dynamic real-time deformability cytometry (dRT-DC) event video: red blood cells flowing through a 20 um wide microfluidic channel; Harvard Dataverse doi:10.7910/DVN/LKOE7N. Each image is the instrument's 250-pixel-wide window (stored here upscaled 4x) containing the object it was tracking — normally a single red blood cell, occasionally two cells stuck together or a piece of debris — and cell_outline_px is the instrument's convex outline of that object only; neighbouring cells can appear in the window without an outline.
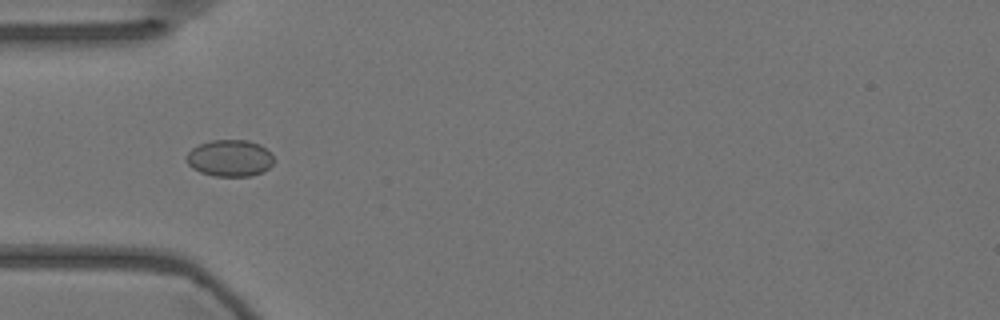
{"species": "Egyptian fruit bat (a non-hibernating species)", "species_latin": "Rousettus aegyptiacus", "temperature_condition": "warm", "stored_images_in_passage": 40, "camera_frame_rate_fps": 3000, "um_per_image_px": 0.085, "animal": {"sex": "female"}, "frame": {"image": 1, "passage_image": 1, "time_ms": 0.0, "image_size_px": [1000, 320], "cell_outline_px": [[272, 164], [264, 172], [252, 176], [216, 176], [200, 172], [192, 168], [184, 160], [184, 156], [192, 148], [200, 144], [212, 140], [248, 140], [260, 144], [272, 156]], "centroid_in_image_um": [19.49, 13.45], "position_along_channel_um": 65.5, "area_um2": 18.73}}
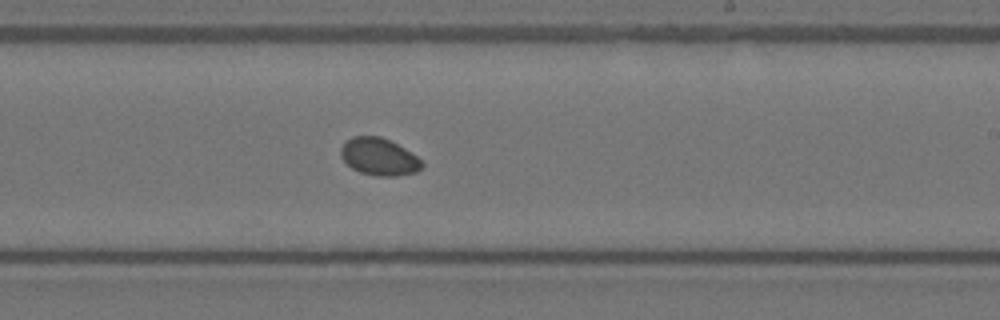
{"frame": {"image": 2, "passage_image": 17, "time_ms": 5.333, "image_size_px": [1000, 320], "cell_outline_px": [[424, 164], [416, 172], [396, 176], [376, 176], [360, 172], [352, 168], [340, 156], [340, 148], [344, 140], [352, 136], [380, 136], [404, 148], [416, 156]], "centroid_in_image_um": [32.17, 13.32], "position_along_channel_um": 256.8, "area_um2": 17.57}}
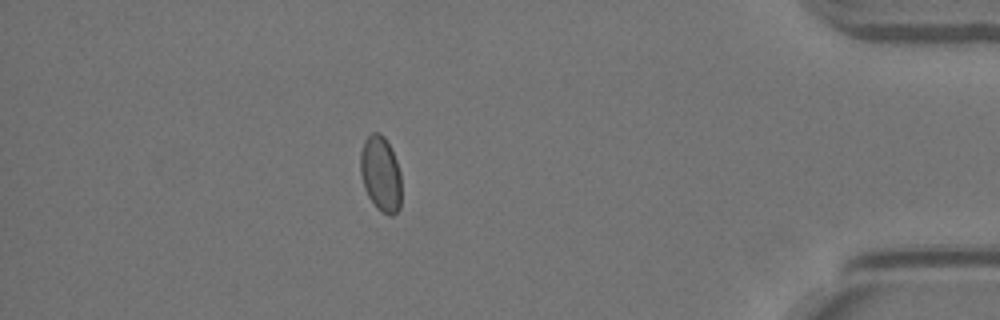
{"frame": {"image": 3, "passage_image": 33, "time_ms": 10.667, "image_size_px": [1000, 320], "cell_outline_px": [[400, 208], [392, 216], [388, 216], [380, 212], [376, 208], [368, 196], [364, 188], [360, 172], [360, 152], [364, 140], [372, 132], [380, 132], [384, 136], [392, 148], [400, 172]], "centroid_in_image_um": [32.35, 14.77], "position_along_channel_um": 402.9, "area_um2": 18.32}, "authors_computed_cell_mechanics": {"area_um2": 17.9758, "velocity_mm_per_s": 3.589, "shape_relaxation_time_tau1_ms": 6.8818, "shape_relaxation_time_tau2_ms": null, "deformation_change_tau1": 0.0359, "deformation_change_tau2": null}}